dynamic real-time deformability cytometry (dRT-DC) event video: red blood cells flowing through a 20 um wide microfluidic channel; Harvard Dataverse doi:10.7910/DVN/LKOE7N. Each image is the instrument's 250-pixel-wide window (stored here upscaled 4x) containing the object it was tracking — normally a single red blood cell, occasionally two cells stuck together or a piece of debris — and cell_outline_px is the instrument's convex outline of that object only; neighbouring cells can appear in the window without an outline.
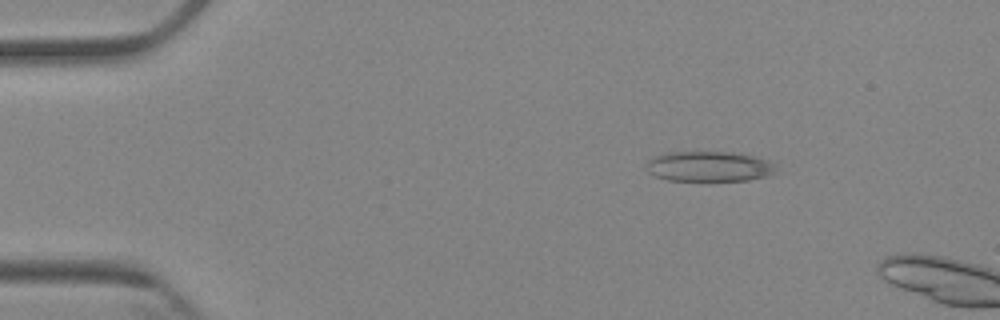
{"species": "Egyptian fruit bat (a non-hibernating species)", "species_latin": "Rousettus aegyptiacus", "temperature_condition": "cold", "stored_images_in_passage": 3, "camera_frame_rate_fps": 3000, "um_per_image_px": 0.085, "animal": {"sex": "female"}, "frame": {"image": 1, "passage_image": 2, "time_ms": 2.0, "image_size_px": [1000, 320], "cell_outline_px": [[780, 164], [768, 176], [748, 180], [668, 180], [656, 176], [648, 172], [644, 164], [648, 160], [664, 152], [732, 152], [752, 156], [768, 160]], "centroid_in_image_um": [60.27, 14.14], "position_along_channel_um": 24.7, "area_um2": 22.89}}